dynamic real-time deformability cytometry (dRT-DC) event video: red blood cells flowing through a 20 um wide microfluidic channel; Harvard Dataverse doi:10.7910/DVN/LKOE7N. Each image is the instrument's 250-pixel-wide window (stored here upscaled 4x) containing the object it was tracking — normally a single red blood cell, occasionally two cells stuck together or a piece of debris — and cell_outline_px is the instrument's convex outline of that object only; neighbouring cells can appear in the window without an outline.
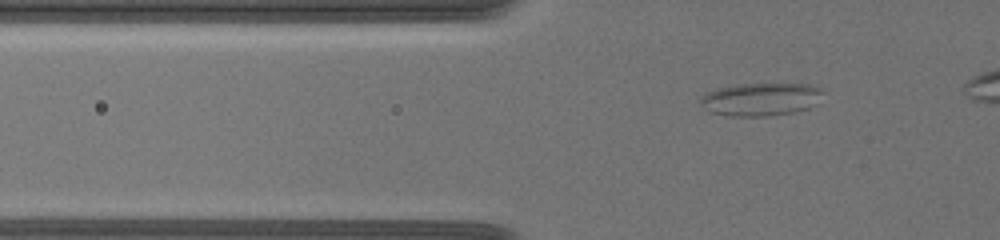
{"species": "common noctule bat (a hibernating species)", "species_latin": "Nyctalus noctula", "temperature_condition": "warm", "stored_images_in_passage": 26, "camera_frame_rate_fps": 3000, "um_per_image_px": 0.085, "animal": {"sex": "female", "body_mass_g": 19.5, "forearm_length_mm": 54.1}, "frame": {"image": 1, "passage_image": 7, "time_ms": 3.667, "image_size_px": [1000, 240], "cell_outline_px": [[824, 92], [808, 108], [792, 112], [764, 116], [732, 116], [712, 112], [700, 104], [700, 96], [708, 92], [720, 88], [744, 84], [808, 84], [820, 88]], "centroid_in_image_um": [64.64, 8.43], "position_along_channel_um": 61.2, "area_um2": 22.95}}
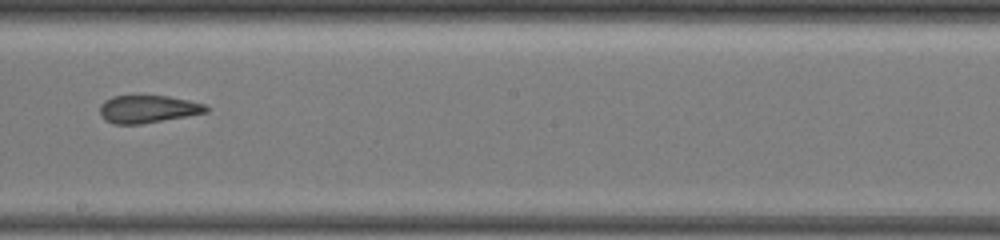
{"frame": {"image": 2, "passage_image": 16, "time_ms": 9.0, "image_size_px": [1000, 240], "cell_outline_px": [[208, 112], [140, 124], [112, 124], [104, 120], [100, 112], [100, 104], [104, 100], [112, 96], [168, 96], [188, 100], [204, 104], [208, 108]], "centroid_in_image_um": [12.52, 9.27], "position_along_channel_um": 235.7, "area_um2": 16.99}}
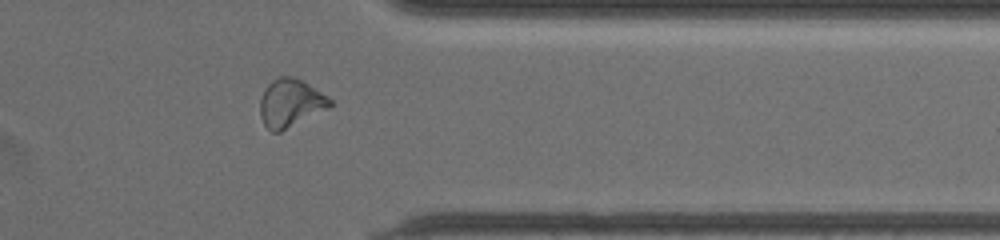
{"frame": {"image": 3, "passage_image": 23, "time_ms": 13.333, "image_size_px": [1000, 240], "cell_outline_px": [[332, 104], [328, 108], [280, 132], [272, 132], [264, 124], [260, 116], [260, 100], [264, 88], [272, 80], [280, 76], [292, 76], [308, 84], [328, 96], [332, 100]], "centroid_in_image_um": [24.67, 8.75], "position_along_channel_um": 386.7, "area_um2": 19.42}}